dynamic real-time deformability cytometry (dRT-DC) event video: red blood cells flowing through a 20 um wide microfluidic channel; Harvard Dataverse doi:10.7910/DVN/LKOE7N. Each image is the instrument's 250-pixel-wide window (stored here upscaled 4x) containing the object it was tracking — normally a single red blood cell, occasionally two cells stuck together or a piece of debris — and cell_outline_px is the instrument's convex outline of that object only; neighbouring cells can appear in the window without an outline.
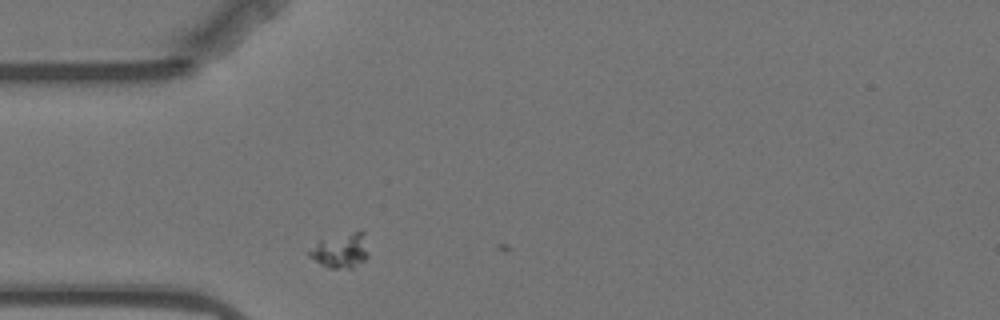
{"species": "Egyptian fruit bat (a non-hibernating species)", "species_latin": "Rousettus aegyptiacus", "temperature_condition": "warm", "stored_images_in_passage": 3, "camera_frame_rate_fps": 3000, "um_per_image_px": 0.085, "animal": {"sex": "female"}, "frame": {"image": 1, "passage_image": 2, "time_ms": 0.333, "image_size_px": [1000, 320], "cell_outline_px": [[368, 256], [364, 260], [352, 268], [328, 268], [320, 264], [308, 256], [308, 252], [320, 240], [360, 228], [364, 232], [368, 252]], "centroid_in_image_um": [28.99, 21.27], "position_along_channel_um": 56.0, "area_um2": 12.14}}